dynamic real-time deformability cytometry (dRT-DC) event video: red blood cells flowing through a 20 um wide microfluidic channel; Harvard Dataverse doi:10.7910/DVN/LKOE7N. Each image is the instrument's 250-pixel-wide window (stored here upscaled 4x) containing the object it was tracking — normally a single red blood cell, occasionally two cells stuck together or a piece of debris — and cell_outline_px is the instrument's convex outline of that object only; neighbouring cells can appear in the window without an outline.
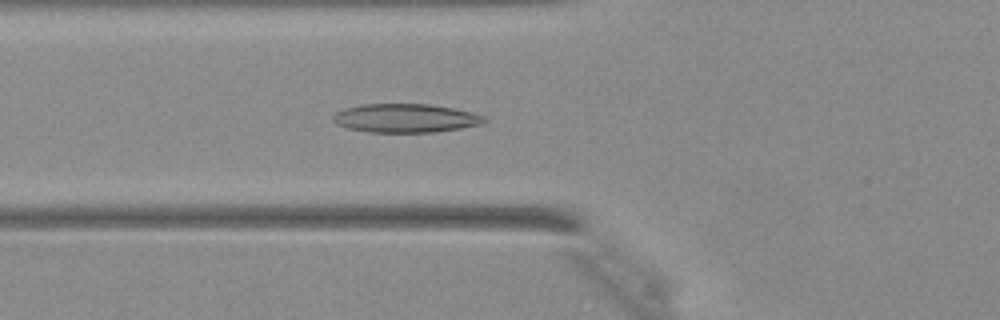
{"species": "Egyptian fruit bat (a non-hibernating species)", "species_latin": "Rousettus aegyptiacus", "temperature_condition": "warm", "stored_images_in_passage": 45, "camera_frame_rate_fps": 3000, "um_per_image_px": 0.085, "animal": {"sex": "female"}, "frame": {"image": 1, "passage_image": 18, "time_ms": 5.667, "image_size_px": [1000, 320], "cell_outline_px": [[488, 120], [480, 124], [460, 128], [432, 132], [368, 132], [348, 128], [336, 124], [332, 120], [332, 116], [336, 112], [344, 108], [364, 104], [428, 104], [452, 108], [472, 112], [484, 116]], "centroid_in_image_um": [34.44, 10.04], "position_along_channel_um": 91.4, "area_um2": 25.2}}
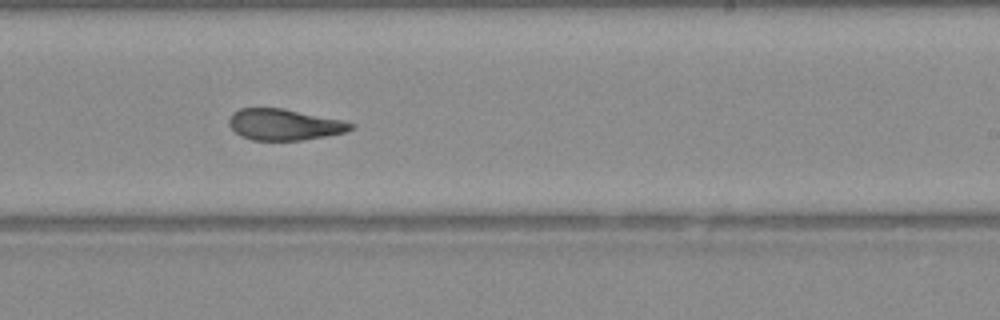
{"frame": {"image": 2, "passage_image": 29, "time_ms": 9.333, "image_size_px": [1000, 320], "cell_outline_px": [[352, 128], [344, 132], [324, 136], [300, 140], [252, 140], [240, 136], [228, 124], [228, 120], [232, 112], [240, 108], [284, 108], [340, 120], [352, 124]], "centroid_in_image_um": [24.07, 10.58], "position_along_channel_um": 264.9, "area_um2": 21.85}}
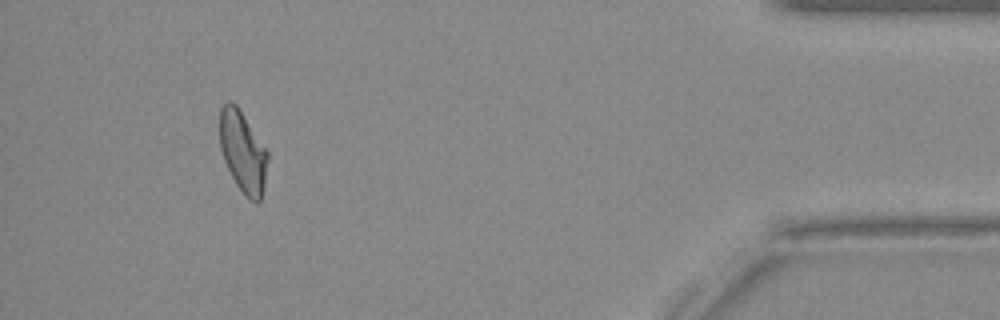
{"frame": {"image": 3, "passage_image": 42, "time_ms": 13.667, "image_size_px": [1000, 320], "cell_outline_px": [[268, 160], [264, 184], [260, 200], [256, 204], [248, 200], [236, 184], [224, 160], [220, 148], [220, 108], [228, 100], [232, 100], [236, 104], [268, 152]], "centroid_in_image_um": [20.63, 12.91], "position_along_channel_um": 414.6, "area_um2": 22.6}}